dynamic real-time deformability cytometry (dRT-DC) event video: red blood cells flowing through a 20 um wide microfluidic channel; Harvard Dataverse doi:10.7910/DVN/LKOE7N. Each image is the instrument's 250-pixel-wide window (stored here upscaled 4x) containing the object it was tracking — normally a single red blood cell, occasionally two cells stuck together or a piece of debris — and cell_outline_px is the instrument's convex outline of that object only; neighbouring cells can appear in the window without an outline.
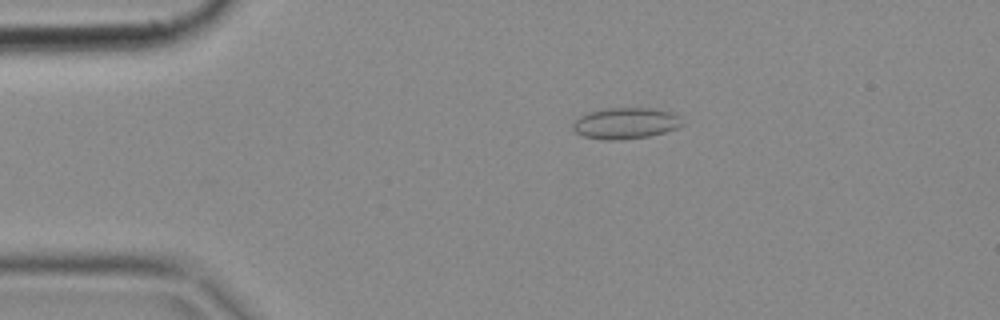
{"species": "common noctule bat (a hibernating species)", "species_latin": "Nyctalus noctula", "temperature_condition": "cold", "stored_images_in_passage": 50, "camera_frame_rate_fps": 3000, "um_per_image_px": 0.085, "animal": {"sex": "female", "body_mass_g": 18.4}, "frame": {"image": 1, "passage_image": 10, "time_ms": 3.0, "image_size_px": [1000, 320], "cell_outline_px": [[684, 124], [676, 128], [664, 132], [648, 136], [624, 140], [604, 140], [584, 136], [576, 132], [572, 128], [572, 124], [580, 116], [588, 112], [608, 108], [648, 108], [668, 112], [676, 116]], "centroid_in_image_um": [53.12, 10.49], "position_along_channel_um": 31.9, "area_um2": 19.59}}
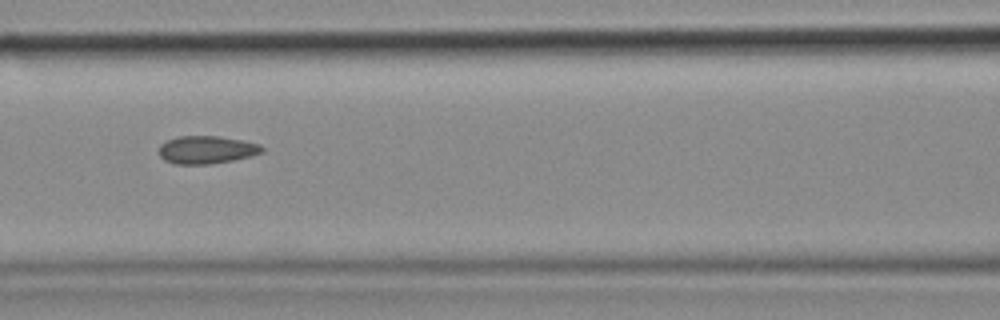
{"frame": {"image": 2, "passage_image": 22, "time_ms": 7.0, "image_size_px": [1000, 320], "cell_outline_px": [[264, 152], [232, 160], [208, 164], [172, 164], [164, 160], [160, 156], [160, 144], [168, 140], [180, 136], [220, 136], [244, 140], [260, 144], [264, 148]], "centroid_in_image_um": [17.57, 12.72], "position_along_channel_um": 149.0, "area_um2": 16.7}}
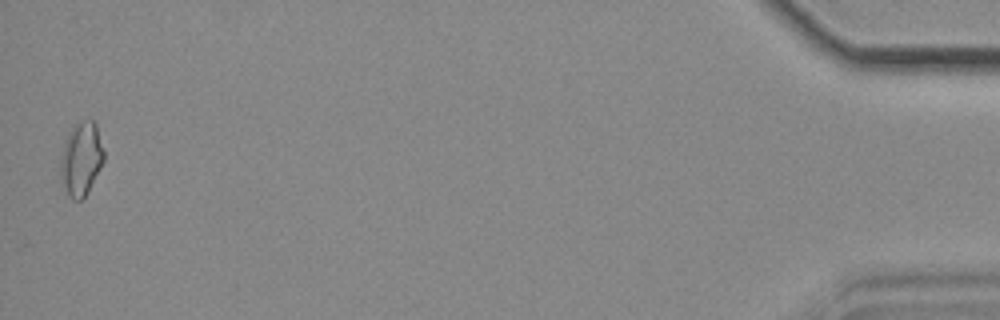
{"frame": {"image": 3, "passage_image": 50, "time_ms": 16.333, "image_size_px": [1000, 320], "cell_outline_px": [[104, 160], [88, 192], [80, 200], [72, 200], [68, 196], [60, 176], [60, 160], [64, 140], [72, 128], [76, 124], [84, 120], [92, 120], [96, 124], [104, 152]], "centroid_in_image_um": [6.89, 13.52], "position_along_channel_um": 428.3, "area_um2": 18.5}}